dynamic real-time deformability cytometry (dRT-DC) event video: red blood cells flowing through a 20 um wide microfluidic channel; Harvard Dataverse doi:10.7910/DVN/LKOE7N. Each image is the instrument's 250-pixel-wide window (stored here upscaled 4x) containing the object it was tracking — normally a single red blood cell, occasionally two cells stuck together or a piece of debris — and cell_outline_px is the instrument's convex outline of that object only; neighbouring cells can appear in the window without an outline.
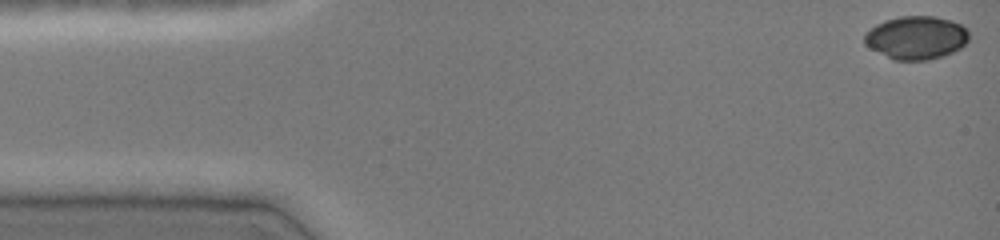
{"species": "common noctule bat (a hibernating species)", "species_latin": "Nyctalus noctula", "temperature_condition": "cold", "stored_images_in_passage": 42, "camera_frame_rate_fps": 3000, "um_per_image_px": 0.085, "animal": {"sex": "female", "body_mass_g": 19.0, "forearm_length_mm": 51.5}, "frame": {"image": 1, "passage_image": 1, "time_ms": 0.0, "image_size_px": [1000, 240], "cell_outline_px": [[968, 40], [960, 48], [944, 56], [928, 60], [892, 60], [864, 44], [864, 36], [876, 24], [884, 20], [900, 16], [936, 16], [952, 20], [960, 24], [968, 32]], "centroid_in_image_um": [77.88, 3.2], "position_along_channel_um": 7.1, "area_um2": 26.3}}
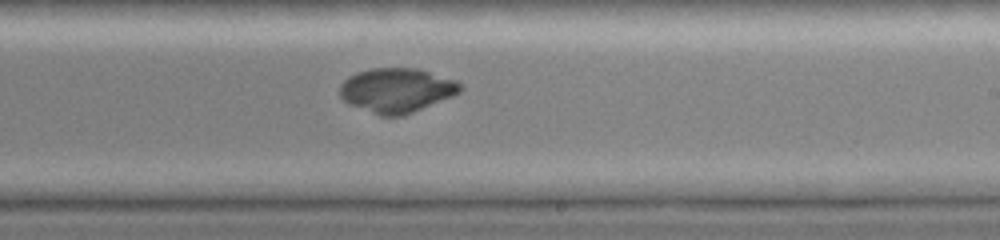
{"frame": {"image": 2, "passage_image": 28, "time_ms": 9.0, "image_size_px": [1000, 240], "cell_outline_px": [[464, 88], [460, 92], [452, 96], [404, 116], [380, 116], [348, 104], [340, 96], [340, 84], [348, 76], [356, 72], [372, 68], [416, 68], [456, 80], [464, 84]], "centroid_in_image_um": [33.72, 7.67], "position_along_channel_um": 255.3, "area_um2": 31.39}}
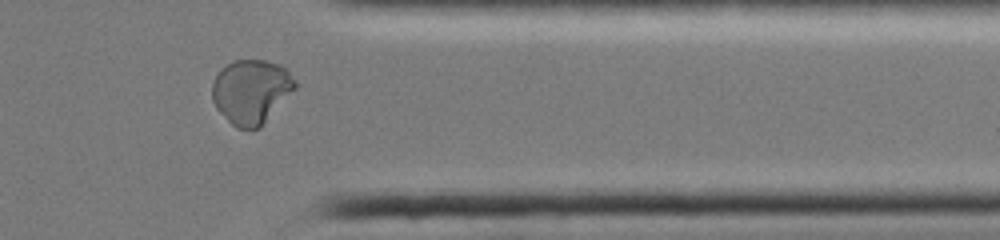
{"frame": {"image": 3, "passage_image": 38, "time_ms": 12.333, "image_size_px": [1000, 240], "cell_outline_px": [[296, 88], [260, 128], [236, 128], [216, 108], [212, 100], [212, 84], [216, 76], [232, 60], [264, 60], [280, 64], [288, 68], [296, 80]], "centroid_in_image_um": [21.38, 7.77], "position_along_channel_um": 390.0, "area_um2": 31.04}}